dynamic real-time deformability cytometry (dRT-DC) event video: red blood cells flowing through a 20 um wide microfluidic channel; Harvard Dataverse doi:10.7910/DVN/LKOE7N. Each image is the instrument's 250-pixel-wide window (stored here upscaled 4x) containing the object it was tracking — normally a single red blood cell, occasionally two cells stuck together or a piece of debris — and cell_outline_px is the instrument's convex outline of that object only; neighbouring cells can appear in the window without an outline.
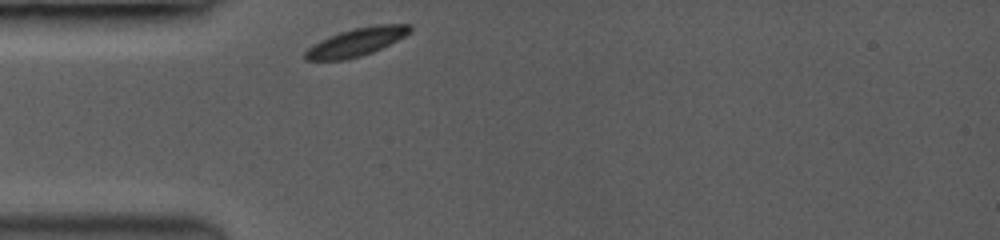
{"species": "common noctule bat (a hibernating species)", "species_latin": "Nyctalus noctula", "temperature_condition": "room temperature", "stored_images_in_passage": 39, "camera_frame_rate_fps": 3500, "um_per_image_px": 0.085, "animal": {"sex": "female", "body_mass_g": 19.0, "forearm_length_mm": 53.3}, "frame": {"image": 1, "passage_image": 1, "time_ms": 0.0, "image_size_px": [1000, 240], "cell_outline_px": [[412, 32], [372, 52], [360, 56], [344, 60], [304, 60], [304, 52], [308, 48], [320, 40], [328, 36], [352, 28], [380, 24], [412, 24]], "centroid_in_image_um": [30.28, 3.56], "position_along_channel_um": 54.7, "area_um2": 17.05}}
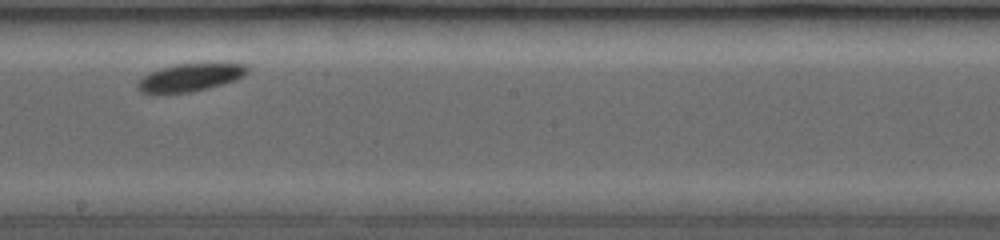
{"frame": {"image": 2, "passage_image": 22, "time_ms": 4.857, "image_size_px": [1000, 240], "cell_outline_px": [[248, 72], [244, 76], [236, 80], [208, 88], [188, 92], [144, 92], [136, 84], [148, 72], [172, 64], [248, 64]], "centroid_in_image_um": [16.21, 6.56], "position_along_channel_um": 232.0, "area_um2": 17.28}}
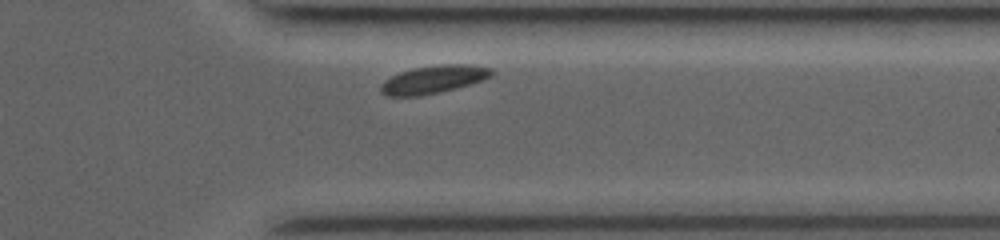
{"frame": {"image": 3, "passage_image": 36, "time_ms": 8.571, "image_size_px": [1000, 240], "cell_outline_px": [[492, 72], [488, 76], [480, 80], [468, 84], [440, 92], [420, 96], [388, 96], [380, 88], [392, 76], [400, 72], [416, 68], [444, 64], [464, 64], [492, 68]], "centroid_in_image_um": [36.85, 6.75], "position_along_channel_um": 374.6, "area_um2": 17.22}}